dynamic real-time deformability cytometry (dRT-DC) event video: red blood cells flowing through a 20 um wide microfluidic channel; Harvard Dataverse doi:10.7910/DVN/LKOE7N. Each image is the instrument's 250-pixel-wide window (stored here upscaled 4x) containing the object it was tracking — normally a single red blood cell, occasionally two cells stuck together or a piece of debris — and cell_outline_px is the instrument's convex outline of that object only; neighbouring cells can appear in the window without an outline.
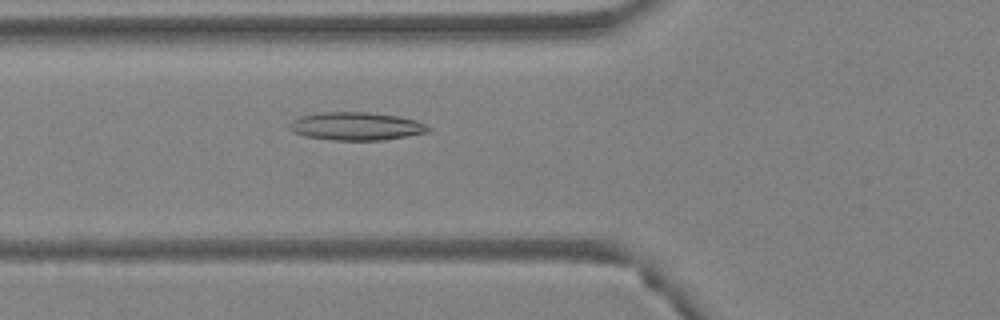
{"species": "Egyptian fruit bat (a non-hibernating species)", "species_latin": "Rousettus aegyptiacus", "temperature_condition": "warm", "stored_images_in_passage": 50, "camera_frame_rate_fps": 3000, "um_per_image_px": 0.085, "animal": {"sex": "female"}, "frame": {"image": 1, "passage_image": 19, "time_ms": 6.0, "image_size_px": [1000, 320], "cell_outline_px": [[432, 128], [428, 132], [384, 140], [332, 140], [304, 136], [292, 132], [288, 128], [288, 124], [292, 120], [300, 116], [320, 112], [368, 112], [396, 116], [416, 120]], "centroid_in_image_um": [30.23, 10.73], "position_along_channel_um": 95.6, "area_um2": 22.77}}
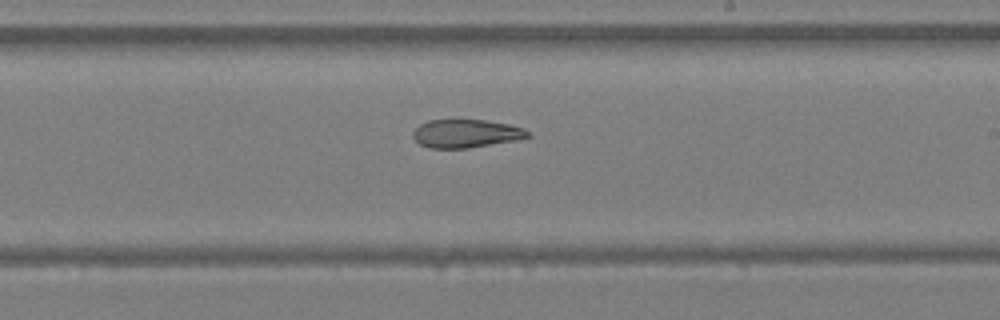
{"frame": {"image": 2, "passage_image": 30, "time_ms": 9.667, "image_size_px": [1000, 320], "cell_outline_px": [[532, 136], [516, 140], [468, 148], [428, 148], [420, 144], [412, 136], [412, 132], [420, 124], [428, 120], [484, 120], [508, 124], [524, 128]], "centroid_in_image_um": [39.6, 11.35], "position_along_channel_um": 249.4, "area_um2": 18.84}}
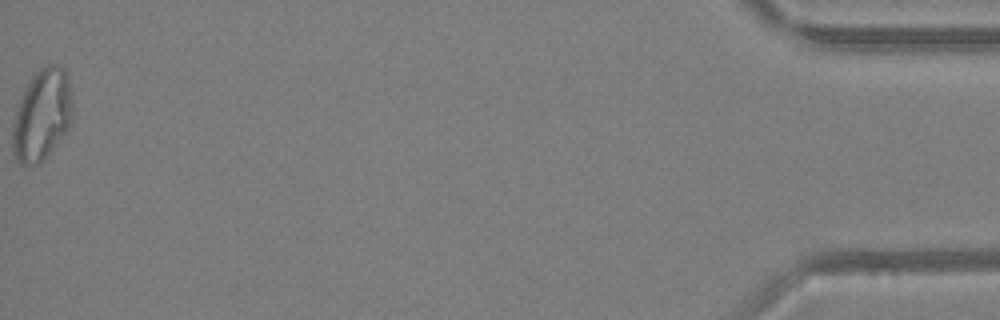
{"frame": {"image": 3, "passage_image": 50, "time_ms": 16.333, "image_size_px": [1000, 320], "cell_outline_px": [[72, 120], [68, 132], [44, 160], [36, 164], [20, 164], [16, 160], [12, 152], [12, 120], [20, 96], [32, 76], [40, 68], [48, 64], [60, 64], [64, 68], [68, 76], [72, 100]], "centroid_in_image_um": [3.57, 9.78], "position_along_channel_um": 431.6, "area_um2": 32.71}, "authors_computed_cell_mechanics": {"area_um2": 24.3916, "velocity_mm_per_s": 4.2003, "shape_relaxation_time_tau1_ms": null, "shape_relaxation_time_tau2_ms": 4.2904, "deformation_change_tau1": null, "deformation_change_tau2": 0.1253}}